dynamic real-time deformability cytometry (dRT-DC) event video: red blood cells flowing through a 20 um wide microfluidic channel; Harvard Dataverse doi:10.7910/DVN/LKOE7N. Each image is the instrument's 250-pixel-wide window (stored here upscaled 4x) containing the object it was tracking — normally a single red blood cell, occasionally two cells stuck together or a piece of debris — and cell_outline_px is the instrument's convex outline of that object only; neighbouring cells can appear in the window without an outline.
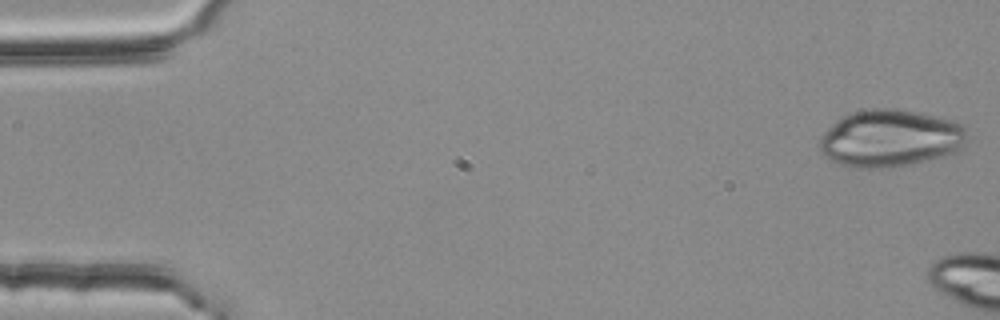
{"species": "common noctule bat (a hibernating species)", "species_latin": "Nyctalus noctula", "temperature_condition": "room temperature", "stored_images_in_passage": 7, "camera_frame_rate_fps": 3000, "um_per_image_px": 0.085, "animal": {"sex": "female", "body_mass_g": 25.1}, "frame": {"image": 1, "passage_image": 1, "time_ms": 0.0, "image_size_px": [1000, 320], "cell_outline_px": [[964, 144], [956, 152], [908, 164], [888, 168], [856, 168], [840, 164], [824, 156], [820, 152], [820, 136], [836, 120], [852, 112], [872, 108], [896, 108], [936, 116], [952, 120], [964, 124]], "centroid_in_image_um": [75.63, 11.75], "position_along_channel_um": 9.4, "area_um2": 48.9}}